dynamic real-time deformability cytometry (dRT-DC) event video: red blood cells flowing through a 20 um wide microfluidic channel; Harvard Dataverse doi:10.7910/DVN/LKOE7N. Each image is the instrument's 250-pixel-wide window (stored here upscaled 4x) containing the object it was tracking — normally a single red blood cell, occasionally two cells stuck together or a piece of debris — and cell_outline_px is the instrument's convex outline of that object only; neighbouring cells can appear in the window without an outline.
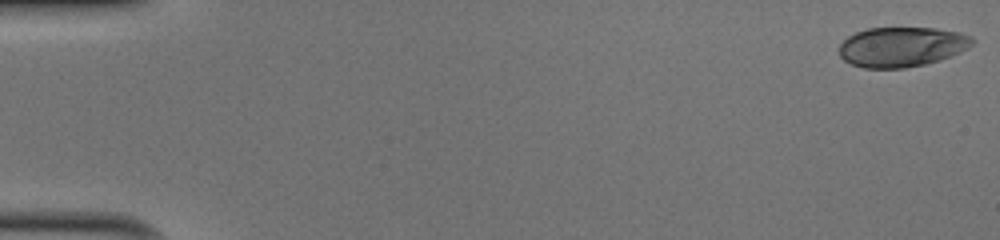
{"species": "human", "species_latin": "Homo sapiens", "temperature_condition": "cold", "stored_images_in_passage": 51, "camera_frame_rate_fps": 3000, "um_per_image_px": 0.085, "donor": {"sex": "male"}, "frame": {"image": 1, "passage_image": 1, "time_ms": 0.0, "image_size_px": [1000, 240], "cell_outline_px": [[976, 40], [968, 48], [960, 52], [940, 60], [924, 64], [904, 68], [864, 68], [852, 64], [844, 60], [840, 56], [840, 44], [848, 36], [856, 32], [868, 28], [936, 28], [960, 32], [972, 36]], "centroid_in_image_um": [76.67, 3.97], "position_along_channel_um": 8.3, "area_um2": 30.98}}
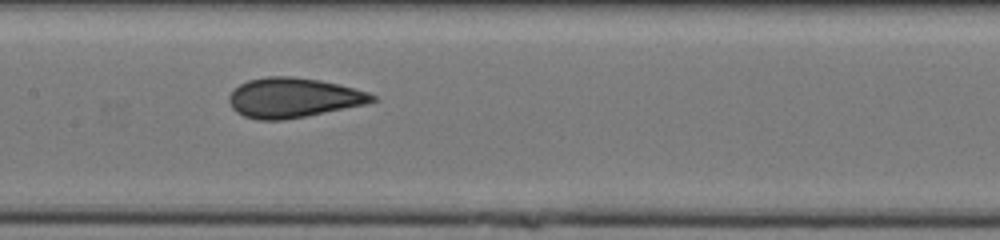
{"frame": {"image": 2, "passage_image": 26, "time_ms": 8.333, "image_size_px": [1000, 240], "cell_outline_px": [[376, 100], [364, 104], [284, 120], [256, 120], [244, 116], [236, 112], [232, 108], [228, 100], [228, 96], [240, 84], [248, 80], [268, 76], [292, 76], [320, 80], [368, 92], [376, 96]], "centroid_in_image_um": [24.88, 8.3], "position_along_channel_um": 182.5, "area_um2": 32.83}}
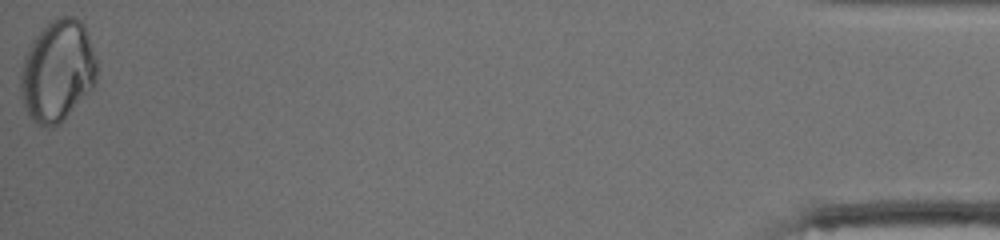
{"frame": {"image": 3, "passage_image": 51, "time_ms": 16.667, "image_size_px": [1000, 240], "cell_outline_px": [[96, 84], [64, 120], [60, 124], [52, 128], [48, 128], [32, 120], [28, 116], [24, 108], [20, 88], [20, 76], [24, 56], [32, 40], [52, 20], [60, 16], [76, 16], [84, 24], [96, 60]], "centroid_in_image_um": [4.88, 6.06], "position_along_channel_um": 430.3, "area_um2": 45.2}, "authors_computed_cell_mechanics": {"area_um2": 32.8304, "velocity_mm_per_s": 4.0563, "shape_relaxation_time_tau1_ms": null, "shape_relaxation_time_tau2_ms": 0.5649, "deformation_change_tau1": null, "deformation_change_tau2": 0.0257}}